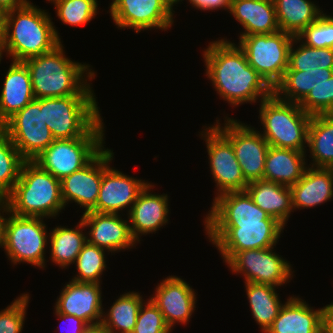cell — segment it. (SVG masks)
Here are the masks:
<instances>
[{
	"label": "cell",
	"instance_id": "1",
	"mask_svg": "<svg viewBox=\"0 0 333 333\" xmlns=\"http://www.w3.org/2000/svg\"><path fill=\"white\" fill-rule=\"evenodd\" d=\"M202 56L207 79L232 107L261 102L273 94V89L248 64L245 52L227 38L211 41Z\"/></svg>",
	"mask_w": 333,
	"mask_h": 333
},
{
	"label": "cell",
	"instance_id": "2",
	"mask_svg": "<svg viewBox=\"0 0 333 333\" xmlns=\"http://www.w3.org/2000/svg\"><path fill=\"white\" fill-rule=\"evenodd\" d=\"M62 42L52 51L24 61L31 76L35 99L70 95H95L92 79L96 72L89 64L65 56Z\"/></svg>",
	"mask_w": 333,
	"mask_h": 333
},
{
	"label": "cell",
	"instance_id": "3",
	"mask_svg": "<svg viewBox=\"0 0 333 333\" xmlns=\"http://www.w3.org/2000/svg\"><path fill=\"white\" fill-rule=\"evenodd\" d=\"M29 1L5 12L4 51L11 61L27 59L52 51L62 41L51 15Z\"/></svg>",
	"mask_w": 333,
	"mask_h": 333
},
{
	"label": "cell",
	"instance_id": "4",
	"mask_svg": "<svg viewBox=\"0 0 333 333\" xmlns=\"http://www.w3.org/2000/svg\"><path fill=\"white\" fill-rule=\"evenodd\" d=\"M95 95L40 98L44 121L55 139L105 137Z\"/></svg>",
	"mask_w": 333,
	"mask_h": 333
},
{
	"label": "cell",
	"instance_id": "5",
	"mask_svg": "<svg viewBox=\"0 0 333 333\" xmlns=\"http://www.w3.org/2000/svg\"><path fill=\"white\" fill-rule=\"evenodd\" d=\"M9 211L18 216L54 218L65 209L61 197V180L25 161L13 191L5 199Z\"/></svg>",
	"mask_w": 333,
	"mask_h": 333
},
{
	"label": "cell",
	"instance_id": "6",
	"mask_svg": "<svg viewBox=\"0 0 333 333\" xmlns=\"http://www.w3.org/2000/svg\"><path fill=\"white\" fill-rule=\"evenodd\" d=\"M259 106L258 119L263 126L259 132L269 146L306 151L310 114L298 103L280 100L274 93Z\"/></svg>",
	"mask_w": 333,
	"mask_h": 333
},
{
	"label": "cell",
	"instance_id": "7",
	"mask_svg": "<svg viewBox=\"0 0 333 333\" xmlns=\"http://www.w3.org/2000/svg\"><path fill=\"white\" fill-rule=\"evenodd\" d=\"M8 215V216H7ZM5 218L3 248L14 265L46 267L49 232L42 217L18 216L10 211ZM47 247V248H46Z\"/></svg>",
	"mask_w": 333,
	"mask_h": 333
},
{
	"label": "cell",
	"instance_id": "8",
	"mask_svg": "<svg viewBox=\"0 0 333 333\" xmlns=\"http://www.w3.org/2000/svg\"><path fill=\"white\" fill-rule=\"evenodd\" d=\"M294 37L280 30L239 39L238 46L245 52L248 64L273 90L282 81L288 68L289 50Z\"/></svg>",
	"mask_w": 333,
	"mask_h": 333
},
{
	"label": "cell",
	"instance_id": "9",
	"mask_svg": "<svg viewBox=\"0 0 333 333\" xmlns=\"http://www.w3.org/2000/svg\"><path fill=\"white\" fill-rule=\"evenodd\" d=\"M105 137L55 139L32 161L59 180L86 166L106 145Z\"/></svg>",
	"mask_w": 333,
	"mask_h": 333
},
{
	"label": "cell",
	"instance_id": "10",
	"mask_svg": "<svg viewBox=\"0 0 333 333\" xmlns=\"http://www.w3.org/2000/svg\"><path fill=\"white\" fill-rule=\"evenodd\" d=\"M224 118L223 124L217 119L213 125L232 143L245 180L250 183L263 179L269 144L250 124L228 116Z\"/></svg>",
	"mask_w": 333,
	"mask_h": 333
},
{
	"label": "cell",
	"instance_id": "11",
	"mask_svg": "<svg viewBox=\"0 0 333 333\" xmlns=\"http://www.w3.org/2000/svg\"><path fill=\"white\" fill-rule=\"evenodd\" d=\"M1 128L26 161L35 159L55 140L44 121L40 98L16 112Z\"/></svg>",
	"mask_w": 333,
	"mask_h": 333
},
{
	"label": "cell",
	"instance_id": "12",
	"mask_svg": "<svg viewBox=\"0 0 333 333\" xmlns=\"http://www.w3.org/2000/svg\"><path fill=\"white\" fill-rule=\"evenodd\" d=\"M234 274H241L245 282L281 287L293 278L289 261L274 251V247L237 252L227 263Z\"/></svg>",
	"mask_w": 333,
	"mask_h": 333
},
{
	"label": "cell",
	"instance_id": "13",
	"mask_svg": "<svg viewBox=\"0 0 333 333\" xmlns=\"http://www.w3.org/2000/svg\"><path fill=\"white\" fill-rule=\"evenodd\" d=\"M284 228L282 224H239V228H205V233L226 264L237 252L276 247Z\"/></svg>",
	"mask_w": 333,
	"mask_h": 333
},
{
	"label": "cell",
	"instance_id": "14",
	"mask_svg": "<svg viewBox=\"0 0 333 333\" xmlns=\"http://www.w3.org/2000/svg\"><path fill=\"white\" fill-rule=\"evenodd\" d=\"M199 133L205 141L210 175L216 183L214 199L227 192L245 191L249 183L243 176L232 143L214 125L205 126Z\"/></svg>",
	"mask_w": 333,
	"mask_h": 333
},
{
	"label": "cell",
	"instance_id": "15",
	"mask_svg": "<svg viewBox=\"0 0 333 333\" xmlns=\"http://www.w3.org/2000/svg\"><path fill=\"white\" fill-rule=\"evenodd\" d=\"M113 23L119 29L167 31L174 24L175 13L165 0H112L109 6ZM174 12V13H173Z\"/></svg>",
	"mask_w": 333,
	"mask_h": 333
},
{
	"label": "cell",
	"instance_id": "16",
	"mask_svg": "<svg viewBox=\"0 0 333 333\" xmlns=\"http://www.w3.org/2000/svg\"><path fill=\"white\" fill-rule=\"evenodd\" d=\"M205 228H239V224H281L258 207L246 191L227 192L213 199Z\"/></svg>",
	"mask_w": 333,
	"mask_h": 333
},
{
	"label": "cell",
	"instance_id": "17",
	"mask_svg": "<svg viewBox=\"0 0 333 333\" xmlns=\"http://www.w3.org/2000/svg\"><path fill=\"white\" fill-rule=\"evenodd\" d=\"M113 150L104 147L86 166L61 180V197L64 205L76 203L83 213L96 207L104 170L114 159Z\"/></svg>",
	"mask_w": 333,
	"mask_h": 333
},
{
	"label": "cell",
	"instance_id": "18",
	"mask_svg": "<svg viewBox=\"0 0 333 333\" xmlns=\"http://www.w3.org/2000/svg\"><path fill=\"white\" fill-rule=\"evenodd\" d=\"M150 299L159 308L166 324L173 330L175 324L187 325L195 313L196 292L184 279L168 276L158 283Z\"/></svg>",
	"mask_w": 333,
	"mask_h": 333
},
{
	"label": "cell",
	"instance_id": "19",
	"mask_svg": "<svg viewBox=\"0 0 333 333\" xmlns=\"http://www.w3.org/2000/svg\"><path fill=\"white\" fill-rule=\"evenodd\" d=\"M149 182L130 177L110 165L104 170L96 207L90 212L120 214L129 213L139 193Z\"/></svg>",
	"mask_w": 333,
	"mask_h": 333
},
{
	"label": "cell",
	"instance_id": "20",
	"mask_svg": "<svg viewBox=\"0 0 333 333\" xmlns=\"http://www.w3.org/2000/svg\"><path fill=\"white\" fill-rule=\"evenodd\" d=\"M81 220L90 230L87 241L111 254L130 250L138 244L132 236L128 219H122L121 214L87 212L82 214Z\"/></svg>",
	"mask_w": 333,
	"mask_h": 333
},
{
	"label": "cell",
	"instance_id": "21",
	"mask_svg": "<svg viewBox=\"0 0 333 333\" xmlns=\"http://www.w3.org/2000/svg\"><path fill=\"white\" fill-rule=\"evenodd\" d=\"M102 288L99 283L69 280L57 297L54 310L58 313L73 315L87 324L102 322Z\"/></svg>",
	"mask_w": 333,
	"mask_h": 333
},
{
	"label": "cell",
	"instance_id": "22",
	"mask_svg": "<svg viewBox=\"0 0 333 333\" xmlns=\"http://www.w3.org/2000/svg\"><path fill=\"white\" fill-rule=\"evenodd\" d=\"M154 186L150 182L146 185L126 215L132 236L137 243H140L142 235L156 233L169 221V196L165 193L152 194Z\"/></svg>",
	"mask_w": 333,
	"mask_h": 333
},
{
	"label": "cell",
	"instance_id": "23",
	"mask_svg": "<svg viewBox=\"0 0 333 333\" xmlns=\"http://www.w3.org/2000/svg\"><path fill=\"white\" fill-rule=\"evenodd\" d=\"M330 308L314 309L299 296H289L265 333H320Z\"/></svg>",
	"mask_w": 333,
	"mask_h": 333
},
{
	"label": "cell",
	"instance_id": "24",
	"mask_svg": "<svg viewBox=\"0 0 333 333\" xmlns=\"http://www.w3.org/2000/svg\"><path fill=\"white\" fill-rule=\"evenodd\" d=\"M33 100L29 69L24 62L12 61L0 93V127Z\"/></svg>",
	"mask_w": 333,
	"mask_h": 333
},
{
	"label": "cell",
	"instance_id": "25",
	"mask_svg": "<svg viewBox=\"0 0 333 333\" xmlns=\"http://www.w3.org/2000/svg\"><path fill=\"white\" fill-rule=\"evenodd\" d=\"M228 12L244 29L239 39L280 31L273 0H231Z\"/></svg>",
	"mask_w": 333,
	"mask_h": 333
},
{
	"label": "cell",
	"instance_id": "26",
	"mask_svg": "<svg viewBox=\"0 0 333 333\" xmlns=\"http://www.w3.org/2000/svg\"><path fill=\"white\" fill-rule=\"evenodd\" d=\"M292 207L309 209L333 199V168L307 167L302 178L292 185Z\"/></svg>",
	"mask_w": 333,
	"mask_h": 333
},
{
	"label": "cell",
	"instance_id": "27",
	"mask_svg": "<svg viewBox=\"0 0 333 333\" xmlns=\"http://www.w3.org/2000/svg\"><path fill=\"white\" fill-rule=\"evenodd\" d=\"M306 151L269 146L263 179L291 187L308 167Z\"/></svg>",
	"mask_w": 333,
	"mask_h": 333
},
{
	"label": "cell",
	"instance_id": "28",
	"mask_svg": "<svg viewBox=\"0 0 333 333\" xmlns=\"http://www.w3.org/2000/svg\"><path fill=\"white\" fill-rule=\"evenodd\" d=\"M245 191L258 207L286 226L291 212H294L290 187L260 179L250 182Z\"/></svg>",
	"mask_w": 333,
	"mask_h": 333
},
{
	"label": "cell",
	"instance_id": "29",
	"mask_svg": "<svg viewBox=\"0 0 333 333\" xmlns=\"http://www.w3.org/2000/svg\"><path fill=\"white\" fill-rule=\"evenodd\" d=\"M84 230L86 231V228L81 218L74 228L58 225L51 229L48 240L51 262L61 269L73 265L87 242V233Z\"/></svg>",
	"mask_w": 333,
	"mask_h": 333
},
{
	"label": "cell",
	"instance_id": "30",
	"mask_svg": "<svg viewBox=\"0 0 333 333\" xmlns=\"http://www.w3.org/2000/svg\"><path fill=\"white\" fill-rule=\"evenodd\" d=\"M307 147L313 168H333V113L313 115L308 127Z\"/></svg>",
	"mask_w": 333,
	"mask_h": 333
},
{
	"label": "cell",
	"instance_id": "31",
	"mask_svg": "<svg viewBox=\"0 0 333 333\" xmlns=\"http://www.w3.org/2000/svg\"><path fill=\"white\" fill-rule=\"evenodd\" d=\"M332 75L333 69L326 68L286 70L273 93L280 100L299 104L313 87L326 82Z\"/></svg>",
	"mask_w": 333,
	"mask_h": 333
},
{
	"label": "cell",
	"instance_id": "32",
	"mask_svg": "<svg viewBox=\"0 0 333 333\" xmlns=\"http://www.w3.org/2000/svg\"><path fill=\"white\" fill-rule=\"evenodd\" d=\"M279 29L299 35L323 13L311 0H273Z\"/></svg>",
	"mask_w": 333,
	"mask_h": 333
},
{
	"label": "cell",
	"instance_id": "33",
	"mask_svg": "<svg viewBox=\"0 0 333 333\" xmlns=\"http://www.w3.org/2000/svg\"><path fill=\"white\" fill-rule=\"evenodd\" d=\"M244 283L250 312L262 333H265L284 305L276 291L278 288L254 282Z\"/></svg>",
	"mask_w": 333,
	"mask_h": 333
},
{
	"label": "cell",
	"instance_id": "34",
	"mask_svg": "<svg viewBox=\"0 0 333 333\" xmlns=\"http://www.w3.org/2000/svg\"><path fill=\"white\" fill-rule=\"evenodd\" d=\"M144 301L139 292H124L103 312L102 323L110 333H132Z\"/></svg>",
	"mask_w": 333,
	"mask_h": 333
},
{
	"label": "cell",
	"instance_id": "35",
	"mask_svg": "<svg viewBox=\"0 0 333 333\" xmlns=\"http://www.w3.org/2000/svg\"><path fill=\"white\" fill-rule=\"evenodd\" d=\"M25 161L7 133L0 127V200H5L13 191Z\"/></svg>",
	"mask_w": 333,
	"mask_h": 333
},
{
	"label": "cell",
	"instance_id": "36",
	"mask_svg": "<svg viewBox=\"0 0 333 333\" xmlns=\"http://www.w3.org/2000/svg\"><path fill=\"white\" fill-rule=\"evenodd\" d=\"M295 45H298L297 48ZM318 68L333 69V49L312 48L294 37L289 50L288 68L286 70L301 71V69Z\"/></svg>",
	"mask_w": 333,
	"mask_h": 333
},
{
	"label": "cell",
	"instance_id": "37",
	"mask_svg": "<svg viewBox=\"0 0 333 333\" xmlns=\"http://www.w3.org/2000/svg\"><path fill=\"white\" fill-rule=\"evenodd\" d=\"M106 252L109 251L87 241L74 263L78 272L71 280L101 284V276L107 268Z\"/></svg>",
	"mask_w": 333,
	"mask_h": 333
},
{
	"label": "cell",
	"instance_id": "38",
	"mask_svg": "<svg viewBox=\"0 0 333 333\" xmlns=\"http://www.w3.org/2000/svg\"><path fill=\"white\" fill-rule=\"evenodd\" d=\"M55 12L65 25L83 26L98 14L97 0H50Z\"/></svg>",
	"mask_w": 333,
	"mask_h": 333
},
{
	"label": "cell",
	"instance_id": "39",
	"mask_svg": "<svg viewBox=\"0 0 333 333\" xmlns=\"http://www.w3.org/2000/svg\"><path fill=\"white\" fill-rule=\"evenodd\" d=\"M302 43L312 48L333 49V18L326 12L308 25L296 36Z\"/></svg>",
	"mask_w": 333,
	"mask_h": 333
},
{
	"label": "cell",
	"instance_id": "40",
	"mask_svg": "<svg viewBox=\"0 0 333 333\" xmlns=\"http://www.w3.org/2000/svg\"><path fill=\"white\" fill-rule=\"evenodd\" d=\"M299 106L311 116L333 113V75L326 82L313 87Z\"/></svg>",
	"mask_w": 333,
	"mask_h": 333
},
{
	"label": "cell",
	"instance_id": "41",
	"mask_svg": "<svg viewBox=\"0 0 333 333\" xmlns=\"http://www.w3.org/2000/svg\"><path fill=\"white\" fill-rule=\"evenodd\" d=\"M29 301V293H23L0 311V333H22Z\"/></svg>",
	"mask_w": 333,
	"mask_h": 333
},
{
	"label": "cell",
	"instance_id": "42",
	"mask_svg": "<svg viewBox=\"0 0 333 333\" xmlns=\"http://www.w3.org/2000/svg\"><path fill=\"white\" fill-rule=\"evenodd\" d=\"M132 333H172V330L166 324L159 308L148 298L140 306Z\"/></svg>",
	"mask_w": 333,
	"mask_h": 333
},
{
	"label": "cell",
	"instance_id": "43",
	"mask_svg": "<svg viewBox=\"0 0 333 333\" xmlns=\"http://www.w3.org/2000/svg\"><path fill=\"white\" fill-rule=\"evenodd\" d=\"M193 8L203 11H215L223 9L229 11L231 0H187Z\"/></svg>",
	"mask_w": 333,
	"mask_h": 333
},
{
	"label": "cell",
	"instance_id": "44",
	"mask_svg": "<svg viewBox=\"0 0 333 333\" xmlns=\"http://www.w3.org/2000/svg\"><path fill=\"white\" fill-rule=\"evenodd\" d=\"M54 312H55L54 315L57 316V319L59 318L61 322L63 321L62 324L65 322L66 325H68V326H65V328L67 327L65 329L67 332H65V333H82L84 328L88 325L85 321H83L82 319L77 318L73 315H66L63 313H58L55 310H54ZM62 329H64V328H62ZM62 332L60 331V333H62Z\"/></svg>",
	"mask_w": 333,
	"mask_h": 333
},
{
	"label": "cell",
	"instance_id": "45",
	"mask_svg": "<svg viewBox=\"0 0 333 333\" xmlns=\"http://www.w3.org/2000/svg\"><path fill=\"white\" fill-rule=\"evenodd\" d=\"M8 211H9V208H8L7 202L5 200H0V248L1 247L3 248L4 225H5L6 214H8Z\"/></svg>",
	"mask_w": 333,
	"mask_h": 333
},
{
	"label": "cell",
	"instance_id": "46",
	"mask_svg": "<svg viewBox=\"0 0 333 333\" xmlns=\"http://www.w3.org/2000/svg\"><path fill=\"white\" fill-rule=\"evenodd\" d=\"M29 0H0V10L4 13L27 4Z\"/></svg>",
	"mask_w": 333,
	"mask_h": 333
},
{
	"label": "cell",
	"instance_id": "47",
	"mask_svg": "<svg viewBox=\"0 0 333 333\" xmlns=\"http://www.w3.org/2000/svg\"><path fill=\"white\" fill-rule=\"evenodd\" d=\"M82 333H110L102 322L88 324Z\"/></svg>",
	"mask_w": 333,
	"mask_h": 333
},
{
	"label": "cell",
	"instance_id": "48",
	"mask_svg": "<svg viewBox=\"0 0 333 333\" xmlns=\"http://www.w3.org/2000/svg\"><path fill=\"white\" fill-rule=\"evenodd\" d=\"M324 329L328 332V333H333V309L330 308L326 320H325V325H324Z\"/></svg>",
	"mask_w": 333,
	"mask_h": 333
},
{
	"label": "cell",
	"instance_id": "49",
	"mask_svg": "<svg viewBox=\"0 0 333 333\" xmlns=\"http://www.w3.org/2000/svg\"><path fill=\"white\" fill-rule=\"evenodd\" d=\"M4 15L5 13L0 10V38H3L4 35Z\"/></svg>",
	"mask_w": 333,
	"mask_h": 333
},
{
	"label": "cell",
	"instance_id": "50",
	"mask_svg": "<svg viewBox=\"0 0 333 333\" xmlns=\"http://www.w3.org/2000/svg\"><path fill=\"white\" fill-rule=\"evenodd\" d=\"M4 53H5V51H4L3 38H0V63H1V60L3 59Z\"/></svg>",
	"mask_w": 333,
	"mask_h": 333
},
{
	"label": "cell",
	"instance_id": "51",
	"mask_svg": "<svg viewBox=\"0 0 333 333\" xmlns=\"http://www.w3.org/2000/svg\"><path fill=\"white\" fill-rule=\"evenodd\" d=\"M169 6L173 9V7L178 4L179 2L181 3L184 0H165Z\"/></svg>",
	"mask_w": 333,
	"mask_h": 333
},
{
	"label": "cell",
	"instance_id": "52",
	"mask_svg": "<svg viewBox=\"0 0 333 333\" xmlns=\"http://www.w3.org/2000/svg\"><path fill=\"white\" fill-rule=\"evenodd\" d=\"M320 333H328L325 329H323Z\"/></svg>",
	"mask_w": 333,
	"mask_h": 333
}]
</instances>
